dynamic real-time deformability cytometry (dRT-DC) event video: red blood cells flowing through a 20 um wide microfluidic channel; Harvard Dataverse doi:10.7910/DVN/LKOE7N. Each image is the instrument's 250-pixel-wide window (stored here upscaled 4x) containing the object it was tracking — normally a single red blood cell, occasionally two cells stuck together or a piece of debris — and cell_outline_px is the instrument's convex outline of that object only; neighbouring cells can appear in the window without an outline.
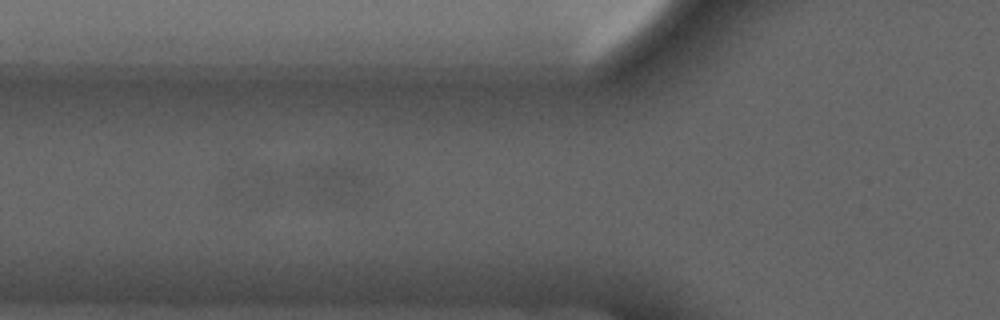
{"species": "common noctule bat (a hibernating species)", "species_latin": "Nyctalus noctula", "temperature_condition": "cold", "stored_images_in_passage": 3, "camera_frame_rate_fps": 3000, "um_per_image_px": 0.085, "animal": {"sex": "male", "forearm_length_mm": 52.5}, "frame": {"image": 1, "passage_image": 3, "time_ms": 2.333, "image_size_px": [1000, 320], "cell_outline_px": [[364, 184], [356, 192], [340, 204], [324, 200], [304, 180], [312, 168], [348, 168], [364, 180]], "centroid_in_image_um": [28.41, 15.59], "position_along_channel_um": 97.4, "area_um2": 10.69}}